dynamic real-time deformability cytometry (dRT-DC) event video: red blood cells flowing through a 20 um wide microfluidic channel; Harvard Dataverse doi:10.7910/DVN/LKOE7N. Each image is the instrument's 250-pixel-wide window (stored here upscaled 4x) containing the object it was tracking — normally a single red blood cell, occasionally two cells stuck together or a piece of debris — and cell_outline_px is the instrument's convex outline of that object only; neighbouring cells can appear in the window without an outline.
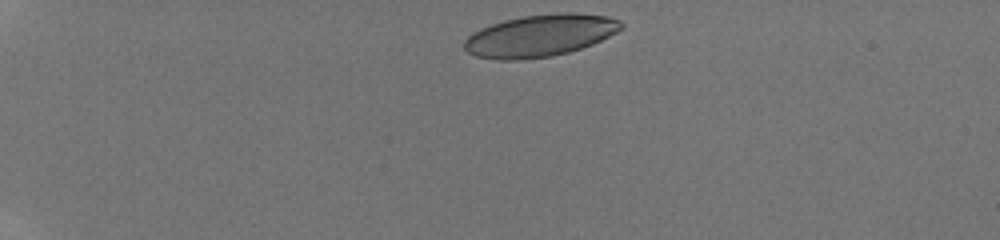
{"species": "human", "species_latin": "Homo sapiens", "temperature_condition": "room temperature", "stored_images_in_passage": 39, "camera_frame_rate_fps": 3000, "um_per_image_px": 0.085, "donor": {"sex": "male"}, "frame": {"image": 1, "passage_image": 1, "time_ms": 0.0, "image_size_px": [1000, 240], "cell_outline_px": [[624, 28], [592, 44], [568, 52], [552, 56], [520, 60], [496, 60], [476, 56], [468, 52], [464, 48], [464, 40], [472, 32], [480, 28], [504, 20], [520, 16], [564, 12], [568, 12], [608, 16], [620, 20], [624, 24]], "centroid_in_image_um": [45.89, 3.02], "position_along_channel_um": 39.1, "area_um2": 38.55}}
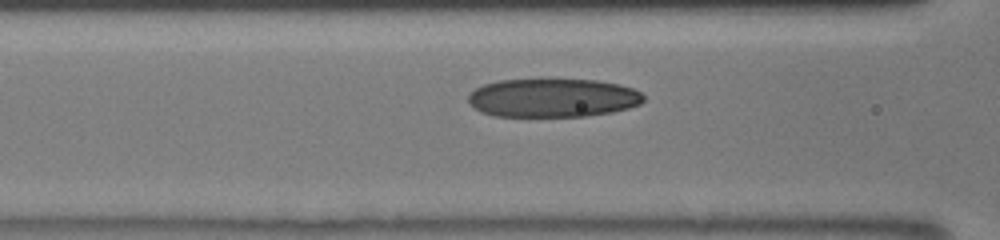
{"frame": {"image": 2, "passage_image": 21, "time_ms": 4.0, "image_size_px": [1000, 240], "cell_outline_px": [[644, 100], [640, 104], [628, 108], [612, 112], [584, 116], [496, 116], [480, 112], [468, 100], [468, 96], [476, 88], [484, 84], [496, 80], [540, 76], [596, 80], [620, 84], [632, 88], [640, 92], [644, 96]], "centroid_in_image_um": [46.98, 8.26], "position_along_channel_um": 119.6, "area_um2": 40.69}}
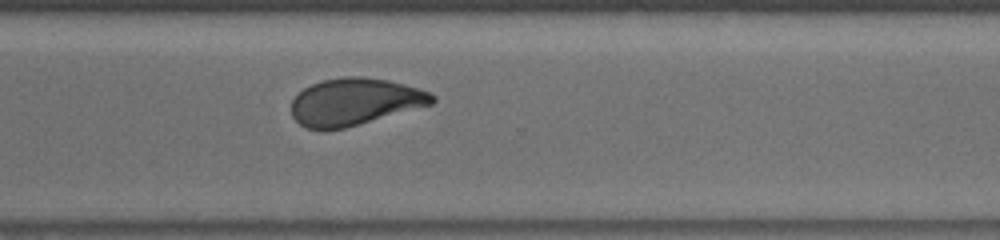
{"frame": {"image": 3, "passage_image": 39, "time_ms": 9.333, "image_size_px": [1000, 240], "cell_outline_px": [[436, 100], [432, 104], [344, 128], [304, 128], [292, 116], [292, 100], [304, 88], [312, 84], [324, 80], [344, 76], [360, 76], [388, 80], [404, 84], [432, 92], [436, 96]], "centroid_in_image_um": [30.18, 8.63], "position_along_channel_um": 340.4, "area_um2": 38.21}}